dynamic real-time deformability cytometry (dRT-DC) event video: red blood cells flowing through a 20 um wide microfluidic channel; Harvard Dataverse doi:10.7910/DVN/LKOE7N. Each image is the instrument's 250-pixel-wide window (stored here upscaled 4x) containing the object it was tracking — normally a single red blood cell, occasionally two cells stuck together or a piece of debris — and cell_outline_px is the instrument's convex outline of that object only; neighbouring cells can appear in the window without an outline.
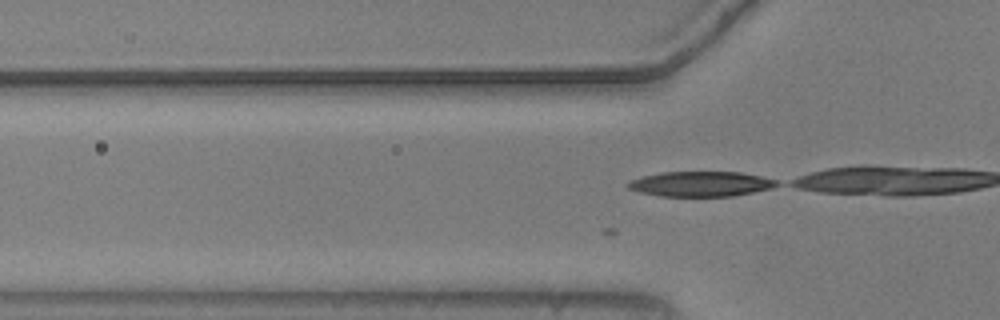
{"species": "common noctule bat (a hibernating species)", "species_latin": "Nyctalus noctula", "temperature_condition": "warm", "stored_images_in_passage": 4, "camera_frame_rate_fps": 3000, "um_per_image_px": 0.085, "animal": {"sex": "male", "body_mass_g": 20.5, "forearm_length_mm": 52.5}, "frame": {"image": 1, "passage_image": 2, "time_ms": 0.333, "image_size_px": [1000, 320], "cell_outline_px": [[780, 184], [772, 188], [732, 196], [660, 196], [640, 192], [628, 188], [628, 184], [632, 180], [644, 176], [660, 172], [740, 172], [780, 180]], "centroid_in_image_um": [59.62, 15.63], "position_along_channel_um": 66.2, "area_um2": 21.62}}